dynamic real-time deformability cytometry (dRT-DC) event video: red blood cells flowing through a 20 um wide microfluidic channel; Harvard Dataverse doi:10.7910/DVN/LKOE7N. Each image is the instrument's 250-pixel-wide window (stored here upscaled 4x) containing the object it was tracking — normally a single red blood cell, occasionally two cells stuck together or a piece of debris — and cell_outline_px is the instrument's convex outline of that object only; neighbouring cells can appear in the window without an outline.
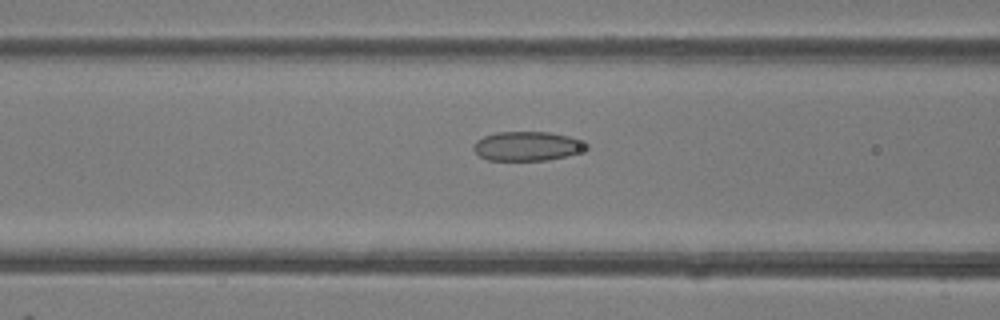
{"species": "common noctule bat (a hibernating species)", "species_latin": "Nyctalus noctula", "temperature_condition": "room temperature", "stored_images_in_passage": 42, "camera_frame_rate_fps": 3000, "um_per_image_px": 0.085, "animal": {"sex": "female"}, "frame": {"image": 1, "passage_image": 13, "time_ms": 4.0, "image_size_px": [1000, 320], "cell_outline_px": [[588, 148], [564, 156], [548, 160], [488, 160], [480, 156], [472, 148], [476, 140], [484, 136], [496, 132], [548, 132], [568, 136], [588, 144]], "centroid_in_image_um": [44.76, 12.42], "position_along_channel_um": 121.8, "area_um2": 18.96}}
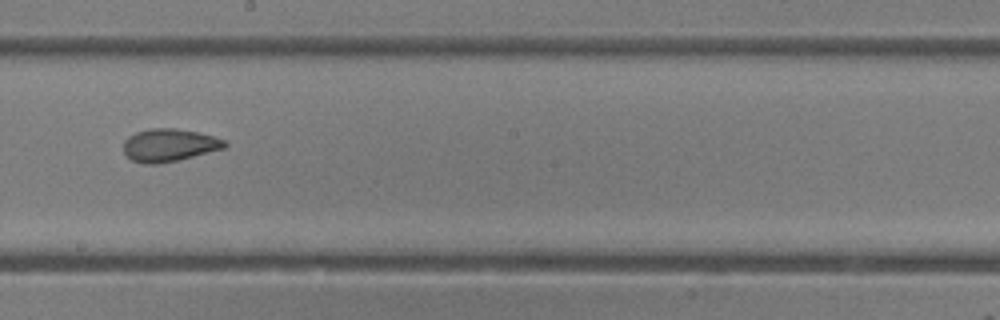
{"frame": {"image": 2, "passage_image": 21, "time_ms": 6.667, "image_size_px": [1000, 320], "cell_outline_px": [[228, 144], [224, 148], [176, 160], [156, 164], [144, 164], [132, 160], [124, 152], [124, 140], [128, 136], [136, 132], [148, 128], [176, 128], [196, 132], [212, 136], [224, 140]], "centroid_in_image_um": [14.34, 12.32], "position_along_channel_um": 233.9, "area_um2": 19.07}}
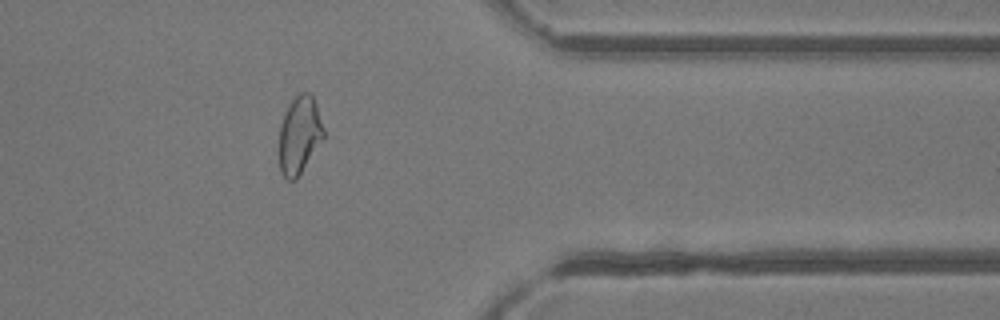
{"frame": {"image": 3, "passage_image": 33, "time_ms": 10.667, "image_size_px": [1000, 320], "cell_outline_px": [[324, 136], [296, 180], [288, 180], [280, 172], [280, 124], [292, 100], [300, 92], [308, 92], [312, 96], [316, 104], [324, 128]], "centroid_in_image_um": [25.46, 11.48], "position_along_channel_um": 385.9, "area_um2": 19.65}, "authors_computed_cell_mechanics": {"area_um2": 20.1144, "velocity_mm_per_s": 4.2008, "shape_relaxation_time_tau1_ms": null, "shape_relaxation_time_tau2_ms": 1.8897, "deformation_change_tau1": null, "deformation_change_tau2": 0.0729}}